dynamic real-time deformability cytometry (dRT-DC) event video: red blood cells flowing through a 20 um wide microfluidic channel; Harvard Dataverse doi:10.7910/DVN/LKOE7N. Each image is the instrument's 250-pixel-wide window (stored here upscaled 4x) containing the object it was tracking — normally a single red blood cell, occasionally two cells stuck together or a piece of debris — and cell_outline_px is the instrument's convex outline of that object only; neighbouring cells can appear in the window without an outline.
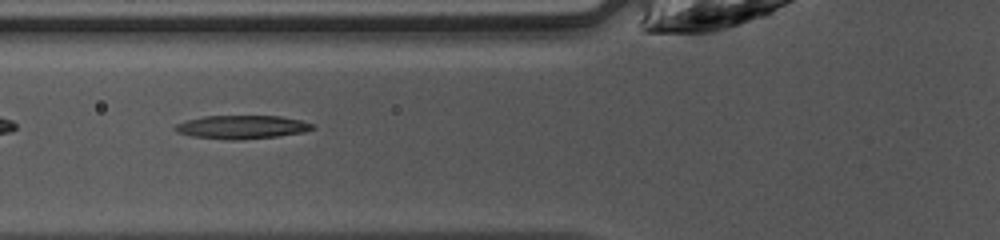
{"species": "common noctule bat (a hibernating species)", "species_latin": "Nyctalus noctula", "temperature_condition": "warm", "stored_images_in_passage": 38, "camera_frame_rate_fps": 3000, "um_per_image_px": 0.085, "animal": {"sex": "female", "body_mass_g": 10.0, "forearm_length_mm": 53.1}, "frame": {"image": 1, "passage_image": 9, "time_ms": 2.667, "image_size_px": [1000, 240], "cell_outline_px": [[316, 128], [304, 132], [276, 136], [236, 140], [228, 140], [192, 136], [176, 132], [172, 128], [176, 124], [184, 120], [204, 116], [280, 116], [300, 120], [316, 124]], "centroid_in_image_um": [20.54, 10.79], "position_along_channel_um": 105.3, "area_um2": 18.9}}
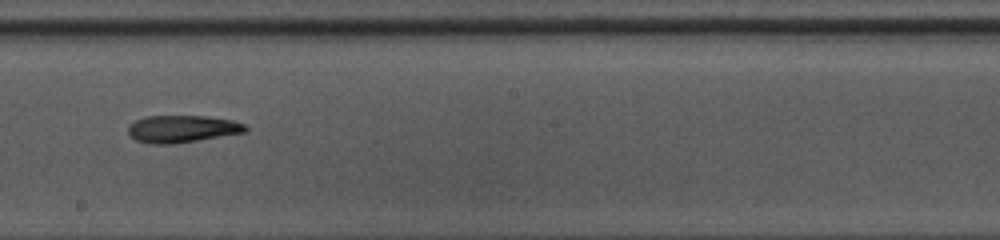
{"frame": {"image": 2, "passage_image": 18, "time_ms": 5.667, "image_size_px": [1000, 240], "cell_outline_px": [[248, 128], [244, 132], [172, 144], [152, 144], [136, 140], [128, 136], [128, 124], [144, 116], [204, 116], [232, 120], [244, 124]], "centroid_in_image_um": [15.41, 10.95], "position_along_channel_um": 232.8, "area_um2": 18.5}}
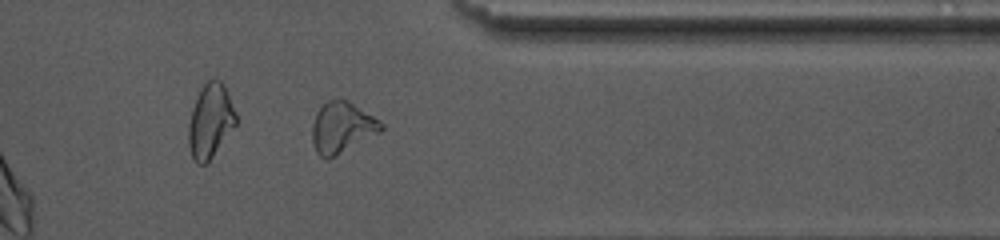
{"frame": {"image": 3, "passage_image": 29, "time_ms": 9.333, "image_size_px": [1000, 240], "cell_outline_px": [[384, 128], [380, 132], [328, 160], [320, 156], [316, 152], [312, 140], [312, 124], [316, 112], [328, 100], [340, 96], [348, 100], [380, 120], [384, 124]], "centroid_in_image_um": [29.06, 10.81], "position_along_channel_um": 382.3, "area_um2": 20.69}, "authors_computed_cell_mechanics": {"area_um2": 18.6694, "velocity_mm_per_s": 4.2381, "shape_relaxation_time_tau1_ms": 4.3205, "shape_relaxation_time_tau2_ms": null, "deformation_change_tau1": 0.2014, "deformation_change_tau2": null}}